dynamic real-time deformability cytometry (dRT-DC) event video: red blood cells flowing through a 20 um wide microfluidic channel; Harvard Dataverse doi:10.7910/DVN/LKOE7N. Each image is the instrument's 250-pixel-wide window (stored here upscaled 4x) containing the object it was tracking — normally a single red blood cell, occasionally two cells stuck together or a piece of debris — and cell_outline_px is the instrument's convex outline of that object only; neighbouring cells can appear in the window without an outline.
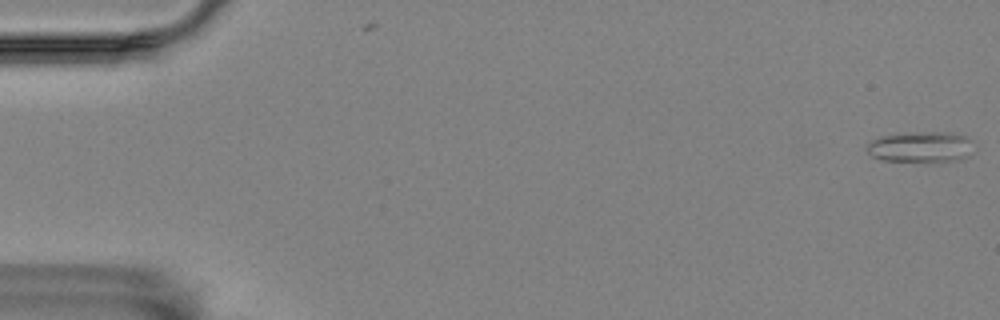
{"species": "Egyptian fruit bat (a non-hibernating species)", "species_latin": "Rousettus aegyptiacus", "temperature_condition": "room temperature", "stored_images_in_passage": 48, "camera_frame_rate_fps": 3000, "um_per_image_px": 0.085, "animal": {"sex": "female"}, "frame": {"image": 1, "passage_image": 1, "time_ms": 0.0, "image_size_px": [1000, 320], "cell_outline_px": [[972, 152], [968, 156], [948, 160], [888, 160], [872, 156], [868, 152], [868, 144], [872, 140], [880, 136], [912, 132], [948, 132], [964, 136], [968, 140]], "centroid_in_image_um": [78.22, 12.45], "position_along_channel_um": 6.8, "area_um2": 18.26}}
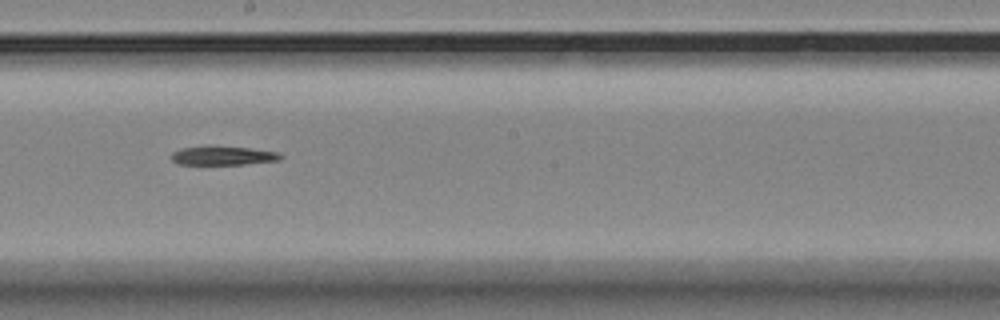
{"frame": {"image": 2, "passage_image": 32, "time_ms": 10.333, "image_size_px": [1000, 320], "cell_outline_px": [[284, 156], [280, 160], [244, 164], [180, 164], [172, 160], [172, 152], [180, 148], [248, 148], [276, 152]], "centroid_in_image_um": [18.99, 13.26], "position_along_channel_um": 229.2, "area_um2": 11.27}}
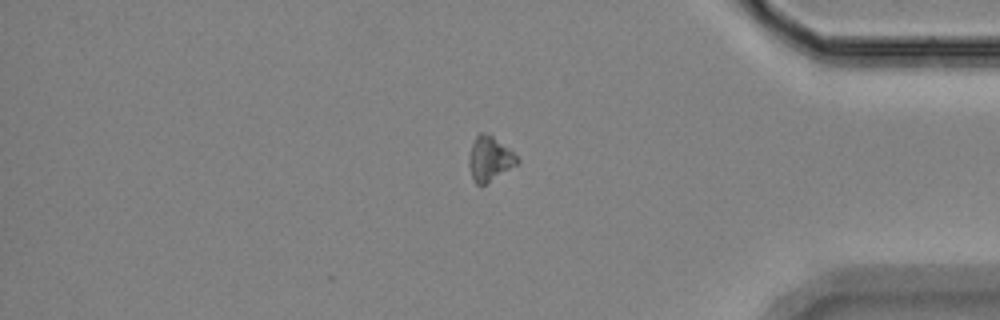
{"frame": {"image": 3, "passage_image": 48, "time_ms": 15.667, "image_size_px": [1000, 320], "cell_outline_px": [[520, 160], [516, 164], [484, 184], [476, 184], [472, 176], [468, 164], [468, 160], [472, 144], [476, 136], [480, 132], [484, 132], [492, 136], [508, 148]], "centroid_in_image_um": [41.59, 13.47], "position_along_channel_um": 393.6, "area_um2": 12.02}}